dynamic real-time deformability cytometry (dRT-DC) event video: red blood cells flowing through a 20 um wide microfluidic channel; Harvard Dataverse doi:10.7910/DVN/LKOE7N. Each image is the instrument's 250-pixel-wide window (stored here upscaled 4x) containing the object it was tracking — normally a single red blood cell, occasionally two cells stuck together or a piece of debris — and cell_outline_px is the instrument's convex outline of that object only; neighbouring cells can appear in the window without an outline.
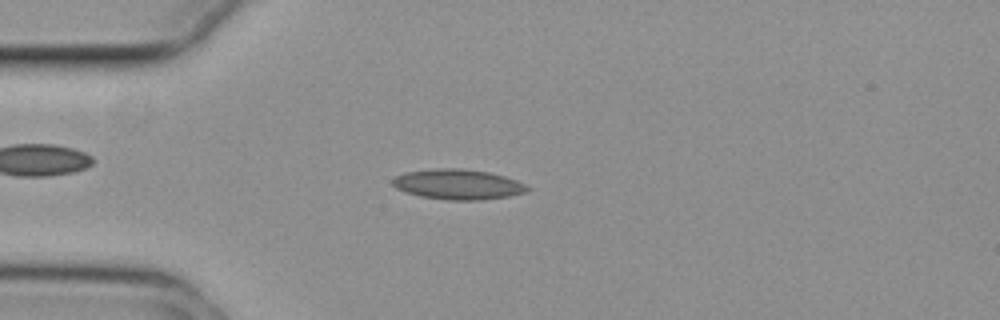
{"species": "common noctule bat (a hibernating species)", "species_latin": "Nyctalus noctula", "temperature_condition": "cold", "stored_images_in_passage": 54, "camera_frame_rate_fps": 3000, "um_per_image_px": 0.085, "animal": {"sex": "female", "body_mass_g": 29.2, "forearm_length_mm": 56.3}, "frame": {"image": 1, "passage_image": 13, "time_ms": 4.0, "image_size_px": [1000, 320], "cell_outline_px": [[532, 188], [528, 192], [508, 196], [480, 200], [448, 200], [420, 196], [404, 192], [396, 188], [392, 184], [392, 180], [396, 176], [404, 172], [440, 168], [464, 168], [488, 172], [504, 176], [516, 180]], "centroid_in_image_um": [38.93, 15.67], "position_along_channel_um": 46.1, "area_um2": 23.81}}
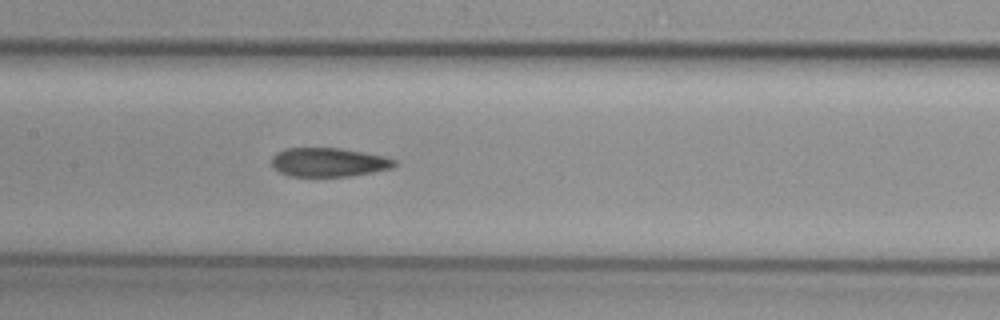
{"frame": {"image": 2, "passage_image": 25, "time_ms": 8.0, "image_size_px": [1000, 320], "cell_outline_px": [[396, 164], [392, 168], [372, 172], [348, 176], [288, 176], [280, 172], [272, 164], [272, 156], [276, 152], [284, 148], [340, 148], [384, 156], [396, 160]], "centroid_in_image_um": [27.92, 13.78], "position_along_channel_um": 179.5, "area_um2": 20.58}}
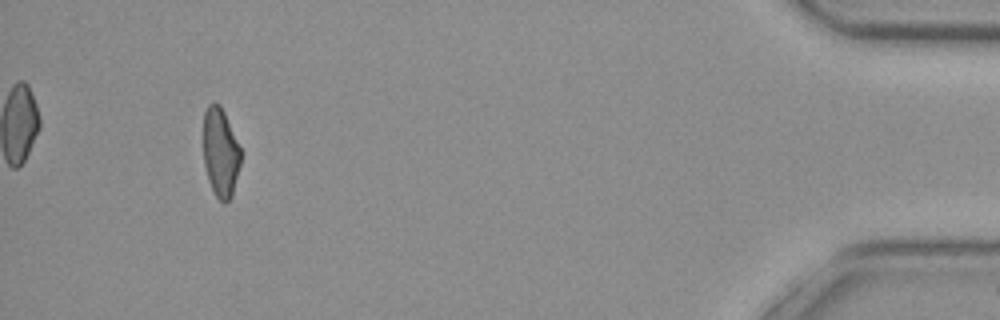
{"frame": {"image": 3, "passage_image": 50, "time_ms": 16.333, "image_size_px": [1000, 320], "cell_outline_px": [[240, 164], [232, 196], [224, 204], [216, 196], [208, 180], [204, 164], [204, 112], [208, 104], [212, 100], [220, 104], [224, 112], [240, 148]], "centroid_in_image_um": [18.73, 12.94], "position_along_channel_um": 416.5, "area_um2": 19.25}, "authors_computed_cell_mechanics": {"area_um2": 21.4149, "velocity_mm_per_s": 3.7434, "shape_relaxation_time_tau1_ms": null, "shape_relaxation_time_tau2_ms": 3.5972, "deformation_change_tau1": null, "deformation_change_tau2": 0.0968}}